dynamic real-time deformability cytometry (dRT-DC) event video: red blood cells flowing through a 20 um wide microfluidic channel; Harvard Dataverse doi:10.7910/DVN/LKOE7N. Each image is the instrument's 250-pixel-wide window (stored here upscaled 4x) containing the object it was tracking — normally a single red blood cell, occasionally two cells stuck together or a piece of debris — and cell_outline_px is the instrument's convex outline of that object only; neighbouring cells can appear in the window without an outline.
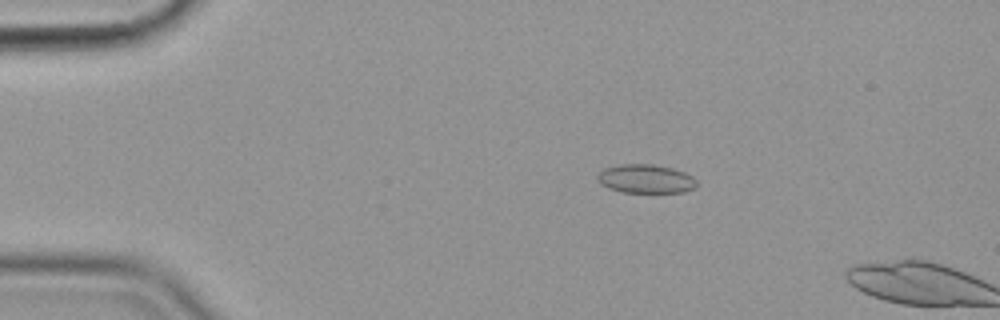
{"species": "common noctule bat (a hibernating species)", "species_latin": "Nyctalus noctula", "temperature_condition": "cold", "stored_images_in_passage": 13, "camera_frame_rate_fps": 3000, "um_per_image_px": 0.085, "animal": {"sex": "female", "body_mass_g": 19.9}, "frame": {"image": 1, "passage_image": 11, "time_ms": 3.333, "image_size_px": [1000, 320], "cell_outline_px": [[696, 188], [684, 192], [620, 192], [608, 188], [600, 184], [596, 180], [596, 176], [604, 168], [620, 164], [656, 164], [672, 168], [684, 172], [692, 176], [696, 180]], "centroid_in_image_um": [54.86, 15.2], "position_along_channel_um": 30.1, "area_um2": 16.82}}